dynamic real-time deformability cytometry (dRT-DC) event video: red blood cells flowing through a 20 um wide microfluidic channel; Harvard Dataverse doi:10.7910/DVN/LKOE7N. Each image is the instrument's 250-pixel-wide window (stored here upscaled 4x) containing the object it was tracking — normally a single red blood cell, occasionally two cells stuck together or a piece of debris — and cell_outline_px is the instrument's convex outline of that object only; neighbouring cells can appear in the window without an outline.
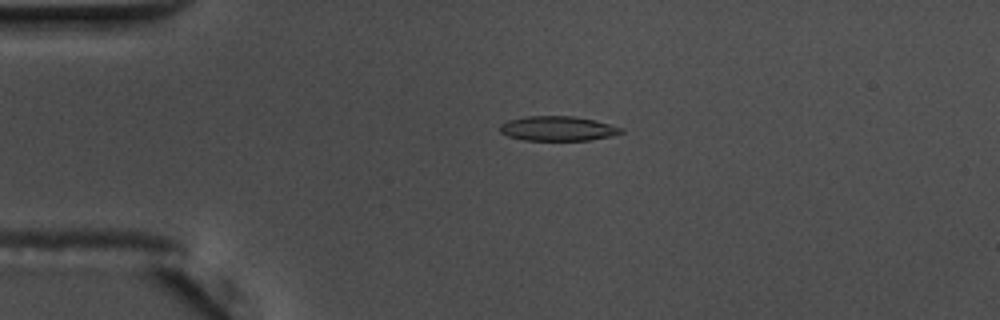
{"species": "common noctule bat (a hibernating species)", "species_latin": "Nyctalus noctula", "temperature_condition": "warm", "stored_images_in_passage": 30, "camera_frame_rate_fps": 3000, "um_per_image_px": 0.085, "animal": {"sex": "male", "body_mass_g": 17.5, "forearm_length_mm": 52.3}, "frame": {"image": 1, "passage_image": 4, "time_ms": 1.0, "image_size_px": [1000, 320], "cell_outline_px": [[624, 132], [612, 136], [588, 140], [524, 140], [508, 136], [500, 132], [500, 124], [508, 120], [528, 116], [576, 116], [624, 128]], "centroid_in_image_um": [47.41, 10.92], "position_along_channel_um": 37.6, "area_um2": 17.34}}
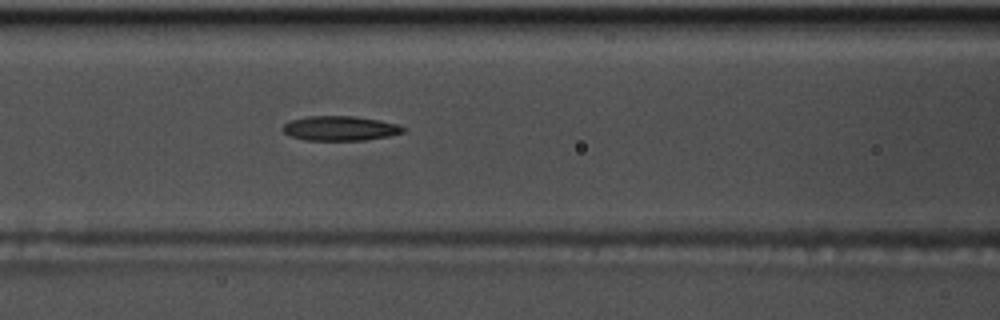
{"frame": {"image": 2, "passage_image": 15, "time_ms": 4.667, "image_size_px": [1000, 320], "cell_outline_px": [[404, 132], [388, 136], [364, 140], [304, 140], [292, 136], [284, 132], [280, 128], [284, 124], [292, 120], [308, 116], [356, 116], [380, 120], [396, 124], [404, 128]], "centroid_in_image_um": [28.89, 10.9], "position_along_channel_um": 137.7, "area_um2": 17.17}}